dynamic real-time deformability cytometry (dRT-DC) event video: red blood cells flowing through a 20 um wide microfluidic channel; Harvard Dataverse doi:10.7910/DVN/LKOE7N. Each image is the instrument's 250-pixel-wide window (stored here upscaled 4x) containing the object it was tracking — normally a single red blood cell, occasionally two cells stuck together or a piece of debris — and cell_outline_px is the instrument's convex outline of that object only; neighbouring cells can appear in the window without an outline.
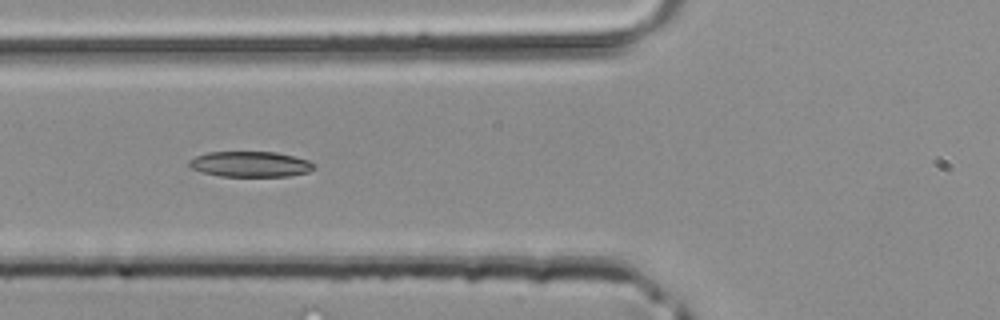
{"species": "common noctule bat (a hibernating species)", "species_latin": "Nyctalus noctula", "temperature_condition": "room temperature", "stored_images_in_passage": 12, "camera_frame_rate_fps": 3000, "um_per_image_px": 0.085, "animal": {"sex": "male", "body_mass_g": 20.4}, "frame": {"image": 1, "passage_image": 7, "time_ms": 2.0, "image_size_px": [1000, 320], "cell_outline_px": [[316, 168], [308, 172], [288, 176], [220, 176], [204, 172], [192, 168], [188, 164], [188, 160], [196, 156], [208, 152], [276, 152], [308, 160], [316, 164]], "centroid_in_image_um": [21.3, 13.95], "position_along_channel_um": 104.5, "area_um2": 18.5}}